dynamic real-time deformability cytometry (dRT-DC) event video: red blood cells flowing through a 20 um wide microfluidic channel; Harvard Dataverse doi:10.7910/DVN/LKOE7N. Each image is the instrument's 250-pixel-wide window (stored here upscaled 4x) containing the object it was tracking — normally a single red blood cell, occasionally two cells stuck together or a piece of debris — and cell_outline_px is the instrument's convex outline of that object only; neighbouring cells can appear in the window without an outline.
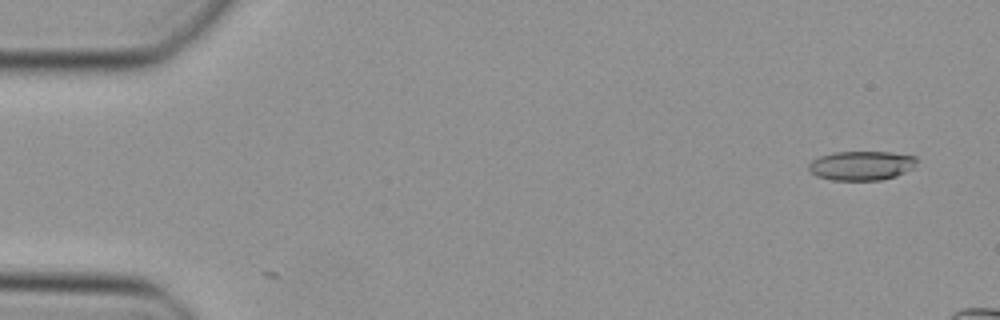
{"species": "Egyptian fruit bat (a non-hibernating species)", "species_latin": "Rousettus aegyptiacus", "temperature_condition": "cold", "stored_images_in_passage": 3, "camera_frame_rate_fps": 3000, "um_per_image_px": 0.085, "animal": {"sex": "female"}, "frame": {"image": 1, "passage_image": 3, "time_ms": 0.667, "image_size_px": [1000, 320], "cell_outline_px": [[916, 160], [912, 168], [896, 176], [880, 180], [832, 180], [816, 176], [808, 168], [808, 164], [812, 160], [820, 156], [836, 152], [892, 152], [916, 156]], "centroid_in_image_um": [73.2, 14.07], "position_along_channel_um": 11.8, "area_um2": 18.32}}